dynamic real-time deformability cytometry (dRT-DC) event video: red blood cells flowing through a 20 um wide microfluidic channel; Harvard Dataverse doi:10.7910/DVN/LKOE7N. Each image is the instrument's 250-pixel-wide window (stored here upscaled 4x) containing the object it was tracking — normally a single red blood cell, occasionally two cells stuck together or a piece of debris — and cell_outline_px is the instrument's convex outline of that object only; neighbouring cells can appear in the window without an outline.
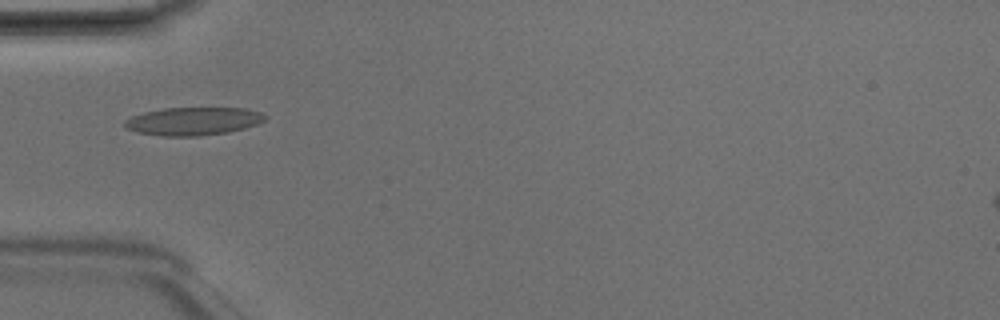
{"species": "Egyptian fruit bat (a non-hibernating species)", "species_latin": "Rousettus aegyptiacus", "temperature_condition": "room temperature", "stored_images_in_passage": 4, "camera_frame_rate_fps": 3000, "um_per_image_px": 0.085, "animal": {"sex": "male"}, "frame": {"image": 1, "passage_image": 4, "time_ms": 1.0, "image_size_px": [1000, 320], "cell_outline_px": [[268, 116], [264, 120], [256, 124], [244, 128], [228, 132], [200, 136], [160, 136], [136, 132], [124, 128], [124, 120], [132, 116], [144, 112], [160, 108], [244, 108], [260, 112]], "centroid_in_image_um": [16.38, 10.3], "position_along_channel_um": 68.6, "area_um2": 23.06}}